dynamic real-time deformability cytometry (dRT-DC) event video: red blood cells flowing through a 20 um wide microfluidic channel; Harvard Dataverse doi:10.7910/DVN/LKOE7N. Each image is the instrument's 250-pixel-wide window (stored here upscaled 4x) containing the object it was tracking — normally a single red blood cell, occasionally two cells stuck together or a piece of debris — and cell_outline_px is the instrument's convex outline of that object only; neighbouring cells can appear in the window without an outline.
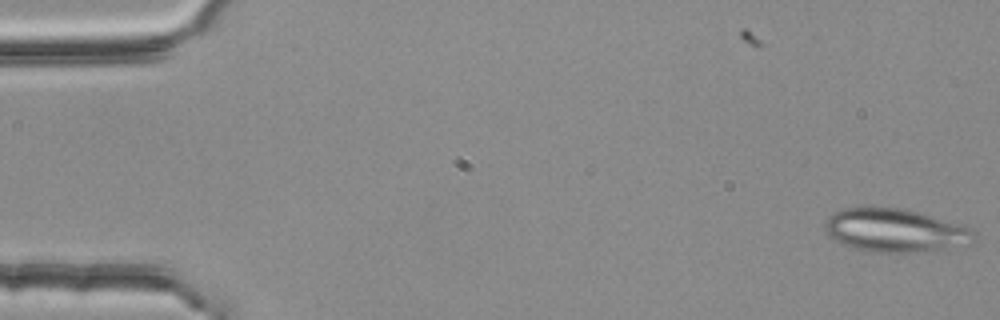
{"species": "common noctule bat (a hibernating species)", "species_latin": "Nyctalus noctula", "temperature_condition": "room temperature", "stored_images_in_passage": 5, "camera_frame_rate_fps": 3000, "um_per_image_px": 0.085, "animal": {"sex": "female", "body_mass_g": 25.1}, "frame": {"image": 1, "passage_image": 5, "time_ms": 1.333, "image_size_px": [1000, 320], "cell_outline_px": [[976, 240], [972, 244], [916, 252], [868, 252], [852, 248], [836, 240], [824, 228], [824, 224], [828, 216], [840, 208], [900, 208], [916, 212], [968, 228], [972, 232]], "centroid_in_image_um": [76.02, 19.6], "position_along_channel_um": 9.0, "area_um2": 36.82}}